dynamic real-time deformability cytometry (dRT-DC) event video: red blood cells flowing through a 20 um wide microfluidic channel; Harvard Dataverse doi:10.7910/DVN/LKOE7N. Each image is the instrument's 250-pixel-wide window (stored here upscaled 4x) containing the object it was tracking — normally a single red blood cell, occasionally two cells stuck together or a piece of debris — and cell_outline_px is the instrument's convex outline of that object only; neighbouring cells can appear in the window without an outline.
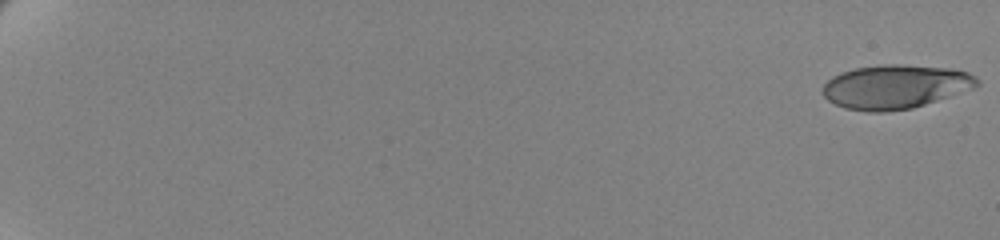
{"species": "human", "species_latin": "Homo sapiens", "temperature_condition": "cold", "stored_images_in_passage": 62, "camera_frame_rate_fps": 3000, "um_per_image_px": 0.085, "donor": {"sex": "female"}, "frame": {"image": 1, "passage_image": 1, "time_ms": 0.0, "image_size_px": [1000, 240], "cell_outline_px": [[980, 84], [972, 88], [912, 108], [884, 112], [868, 112], [844, 108], [828, 100], [820, 92], [824, 84], [832, 76], [856, 68], [884, 64], [900, 64], [948, 68], [968, 72], [976, 76], [980, 80]], "centroid_in_image_um": [76.07, 7.37], "position_along_channel_um": 8.9, "area_um2": 39.36}}
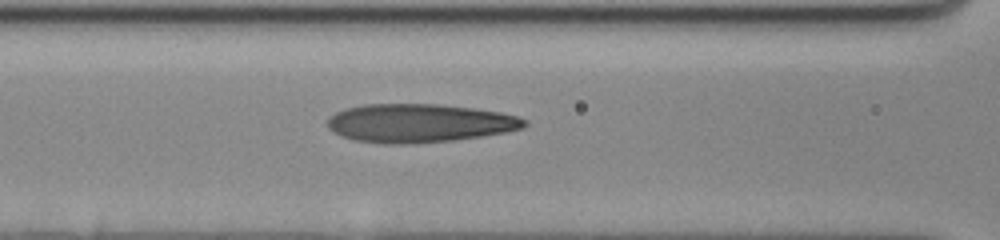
{"frame": {"image": 2, "passage_image": 31, "time_ms": 10.0, "image_size_px": [1000, 240], "cell_outline_px": [[528, 124], [524, 128], [484, 136], [456, 140], [408, 144], [384, 144], [352, 140], [332, 132], [328, 128], [328, 120], [336, 112], [344, 108], [364, 104], [436, 104], [476, 108], [500, 112], [516, 116], [528, 120]], "centroid_in_image_um": [35.65, 10.47], "position_along_channel_um": 131.0, "area_um2": 44.56}}
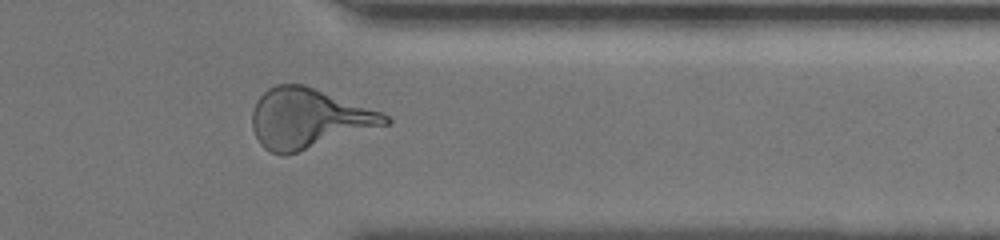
{"frame": {"image": 3, "passage_image": 53, "time_ms": 17.333, "image_size_px": [1000, 240], "cell_outline_px": [[392, 124], [296, 152], [272, 152], [264, 148], [260, 144], [252, 128], [252, 112], [256, 100], [268, 88], [276, 84], [304, 84], [380, 112], [388, 116], [392, 120]], "centroid_in_image_um": [26.23, 10.05], "position_along_channel_um": 385.2, "area_um2": 45.84}, "authors_computed_cell_mechanics": {"area_um2": 42.7142, "velocity_mm_per_s": 3.4777, "shape_relaxation_time_tau1_ms": 5.7351, "shape_relaxation_time_tau2_ms": 1.4255, "deformation_change_tau1": 0.2209, "deformation_change_tau2": 0.1102}}